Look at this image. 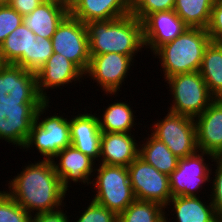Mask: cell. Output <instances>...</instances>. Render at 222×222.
Here are the masks:
<instances>
[{
  "label": "cell",
  "mask_w": 222,
  "mask_h": 222,
  "mask_svg": "<svg viewBox=\"0 0 222 222\" xmlns=\"http://www.w3.org/2000/svg\"><path fill=\"white\" fill-rule=\"evenodd\" d=\"M207 202L200 196H174L172 197L165 209L167 208L172 219L176 222H218V216L211 203L210 197ZM169 206V207H168ZM170 209V211H169ZM165 222H171L169 214L165 212Z\"/></svg>",
  "instance_id": "cell-20"
},
{
  "label": "cell",
  "mask_w": 222,
  "mask_h": 222,
  "mask_svg": "<svg viewBox=\"0 0 222 222\" xmlns=\"http://www.w3.org/2000/svg\"><path fill=\"white\" fill-rule=\"evenodd\" d=\"M42 105L0 103V140L22 149Z\"/></svg>",
  "instance_id": "cell-13"
},
{
  "label": "cell",
  "mask_w": 222,
  "mask_h": 222,
  "mask_svg": "<svg viewBox=\"0 0 222 222\" xmlns=\"http://www.w3.org/2000/svg\"><path fill=\"white\" fill-rule=\"evenodd\" d=\"M205 159L213 163L215 156L198 150L195 154L178 160L177 168L169 176L172 197L200 196L205 183H210L211 166L215 165Z\"/></svg>",
  "instance_id": "cell-9"
},
{
  "label": "cell",
  "mask_w": 222,
  "mask_h": 222,
  "mask_svg": "<svg viewBox=\"0 0 222 222\" xmlns=\"http://www.w3.org/2000/svg\"><path fill=\"white\" fill-rule=\"evenodd\" d=\"M195 124L198 150L222 157V99L215 98Z\"/></svg>",
  "instance_id": "cell-17"
},
{
  "label": "cell",
  "mask_w": 222,
  "mask_h": 222,
  "mask_svg": "<svg viewBox=\"0 0 222 222\" xmlns=\"http://www.w3.org/2000/svg\"><path fill=\"white\" fill-rule=\"evenodd\" d=\"M165 82L173 99L167 111L172 113L195 119L215 99L199 71L176 74L165 79Z\"/></svg>",
  "instance_id": "cell-6"
},
{
  "label": "cell",
  "mask_w": 222,
  "mask_h": 222,
  "mask_svg": "<svg viewBox=\"0 0 222 222\" xmlns=\"http://www.w3.org/2000/svg\"><path fill=\"white\" fill-rule=\"evenodd\" d=\"M135 199L153 201L166 207L172 198L169 176L139 156L127 167Z\"/></svg>",
  "instance_id": "cell-11"
},
{
  "label": "cell",
  "mask_w": 222,
  "mask_h": 222,
  "mask_svg": "<svg viewBox=\"0 0 222 222\" xmlns=\"http://www.w3.org/2000/svg\"><path fill=\"white\" fill-rule=\"evenodd\" d=\"M139 142V157L154 166L159 172L170 176L177 168L179 158L152 134H148V137Z\"/></svg>",
  "instance_id": "cell-25"
},
{
  "label": "cell",
  "mask_w": 222,
  "mask_h": 222,
  "mask_svg": "<svg viewBox=\"0 0 222 222\" xmlns=\"http://www.w3.org/2000/svg\"><path fill=\"white\" fill-rule=\"evenodd\" d=\"M63 208H65V206L55 211L34 215L32 216L31 222H70L71 220L69 218L72 217V215L67 216L66 214L69 213Z\"/></svg>",
  "instance_id": "cell-36"
},
{
  "label": "cell",
  "mask_w": 222,
  "mask_h": 222,
  "mask_svg": "<svg viewBox=\"0 0 222 222\" xmlns=\"http://www.w3.org/2000/svg\"><path fill=\"white\" fill-rule=\"evenodd\" d=\"M131 13V0H79L69 14L83 23L112 20Z\"/></svg>",
  "instance_id": "cell-21"
},
{
  "label": "cell",
  "mask_w": 222,
  "mask_h": 222,
  "mask_svg": "<svg viewBox=\"0 0 222 222\" xmlns=\"http://www.w3.org/2000/svg\"><path fill=\"white\" fill-rule=\"evenodd\" d=\"M84 113L80 111L77 115H71L69 118L71 145L80 150L83 154L92 158L95 162H99L100 145H101V129L99 126L96 111Z\"/></svg>",
  "instance_id": "cell-18"
},
{
  "label": "cell",
  "mask_w": 222,
  "mask_h": 222,
  "mask_svg": "<svg viewBox=\"0 0 222 222\" xmlns=\"http://www.w3.org/2000/svg\"><path fill=\"white\" fill-rule=\"evenodd\" d=\"M218 222H222V217L218 218Z\"/></svg>",
  "instance_id": "cell-41"
},
{
  "label": "cell",
  "mask_w": 222,
  "mask_h": 222,
  "mask_svg": "<svg viewBox=\"0 0 222 222\" xmlns=\"http://www.w3.org/2000/svg\"><path fill=\"white\" fill-rule=\"evenodd\" d=\"M69 14L60 3L44 1L30 14L23 16V23L36 36L51 39L57 26Z\"/></svg>",
  "instance_id": "cell-22"
},
{
  "label": "cell",
  "mask_w": 222,
  "mask_h": 222,
  "mask_svg": "<svg viewBox=\"0 0 222 222\" xmlns=\"http://www.w3.org/2000/svg\"><path fill=\"white\" fill-rule=\"evenodd\" d=\"M210 42L206 29L188 28L174 40L158 47L152 54L159 59L162 78L200 71L204 51Z\"/></svg>",
  "instance_id": "cell-3"
},
{
  "label": "cell",
  "mask_w": 222,
  "mask_h": 222,
  "mask_svg": "<svg viewBox=\"0 0 222 222\" xmlns=\"http://www.w3.org/2000/svg\"><path fill=\"white\" fill-rule=\"evenodd\" d=\"M206 30L211 41L222 42V0H215Z\"/></svg>",
  "instance_id": "cell-35"
},
{
  "label": "cell",
  "mask_w": 222,
  "mask_h": 222,
  "mask_svg": "<svg viewBox=\"0 0 222 222\" xmlns=\"http://www.w3.org/2000/svg\"><path fill=\"white\" fill-rule=\"evenodd\" d=\"M79 0H62V5L70 11Z\"/></svg>",
  "instance_id": "cell-38"
},
{
  "label": "cell",
  "mask_w": 222,
  "mask_h": 222,
  "mask_svg": "<svg viewBox=\"0 0 222 222\" xmlns=\"http://www.w3.org/2000/svg\"><path fill=\"white\" fill-rule=\"evenodd\" d=\"M23 23V16L9 5L0 6V45L7 36Z\"/></svg>",
  "instance_id": "cell-34"
},
{
  "label": "cell",
  "mask_w": 222,
  "mask_h": 222,
  "mask_svg": "<svg viewBox=\"0 0 222 222\" xmlns=\"http://www.w3.org/2000/svg\"><path fill=\"white\" fill-rule=\"evenodd\" d=\"M200 74L214 98L222 99V44L211 41L206 47Z\"/></svg>",
  "instance_id": "cell-26"
},
{
  "label": "cell",
  "mask_w": 222,
  "mask_h": 222,
  "mask_svg": "<svg viewBox=\"0 0 222 222\" xmlns=\"http://www.w3.org/2000/svg\"><path fill=\"white\" fill-rule=\"evenodd\" d=\"M45 1H54V2L60 3L62 5V0H45Z\"/></svg>",
  "instance_id": "cell-40"
},
{
  "label": "cell",
  "mask_w": 222,
  "mask_h": 222,
  "mask_svg": "<svg viewBox=\"0 0 222 222\" xmlns=\"http://www.w3.org/2000/svg\"><path fill=\"white\" fill-rule=\"evenodd\" d=\"M215 0H175L174 11L189 28L206 29Z\"/></svg>",
  "instance_id": "cell-27"
},
{
  "label": "cell",
  "mask_w": 222,
  "mask_h": 222,
  "mask_svg": "<svg viewBox=\"0 0 222 222\" xmlns=\"http://www.w3.org/2000/svg\"><path fill=\"white\" fill-rule=\"evenodd\" d=\"M167 112L164 119L150 125L151 134L179 159L195 154L198 151L195 119Z\"/></svg>",
  "instance_id": "cell-7"
},
{
  "label": "cell",
  "mask_w": 222,
  "mask_h": 222,
  "mask_svg": "<svg viewBox=\"0 0 222 222\" xmlns=\"http://www.w3.org/2000/svg\"><path fill=\"white\" fill-rule=\"evenodd\" d=\"M86 28L90 56L111 52L138 56L145 50L142 22L131 13L112 20L89 21Z\"/></svg>",
  "instance_id": "cell-2"
},
{
  "label": "cell",
  "mask_w": 222,
  "mask_h": 222,
  "mask_svg": "<svg viewBox=\"0 0 222 222\" xmlns=\"http://www.w3.org/2000/svg\"><path fill=\"white\" fill-rule=\"evenodd\" d=\"M215 170L213 171L211 168V174L213 177H210V183H212V188L210 186V189H208L210 194V200L214 207V210L218 216V218L222 217V157H215L214 159ZM214 175H213V174ZM212 181V182H211Z\"/></svg>",
  "instance_id": "cell-33"
},
{
  "label": "cell",
  "mask_w": 222,
  "mask_h": 222,
  "mask_svg": "<svg viewBox=\"0 0 222 222\" xmlns=\"http://www.w3.org/2000/svg\"><path fill=\"white\" fill-rule=\"evenodd\" d=\"M53 52L62 54L84 74L90 64L86 24L68 14L57 26L52 38Z\"/></svg>",
  "instance_id": "cell-10"
},
{
  "label": "cell",
  "mask_w": 222,
  "mask_h": 222,
  "mask_svg": "<svg viewBox=\"0 0 222 222\" xmlns=\"http://www.w3.org/2000/svg\"><path fill=\"white\" fill-rule=\"evenodd\" d=\"M84 73L62 54L53 52L45 65L36 72L37 90L39 95L47 102L50 96L48 90L54 91L72 84L82 82Z\"/></svg>",
  "instance_id": "cell-14"
},
{
  "label": "cell",
  "mask_w": 222,
  "mask_h": 222,
  "mask_svg": "<svg viewBox=\"0 0 222 222\" xmlns=\"http://www.w3.org/2000/svg\"><path fill=\"white\" fill-rule=\"evenodd\" d=\"M51 101L45 102L36 112V120L33 122L29 137L22 150L32 149L40 153L42 160L53 158L64 148L71 145L69 118L66 113L62 115L55 112L46 116L51 108ZM45 113V114H44ZM57 114V115H56ZM41 115L46 117H41ZM68 118V119H67ZM44 157V158H43Z\"/></svg>",
  "instance_id": "cell-4"
},
{
  "label": "cell",
  "mask_w": 222,
  "mask_h": 222,
  "mask_svg": "<svg viewBox=\"0 0 222 222\" xmlns=\"http://www.w3.org/2000/svg\"><path fill=\"white\" fill-rule=\"evenodd\" d=\"M127 102H122L121 99L119 102L117 99V102L114 101L104 108L101 116L97 114L101 132L131 133L135 125L141 124L135 122L138 116L134 115L136 111L131 107V103Z\"/></svg>",
  "instance_id": "cell-24"
},
{
  "label": "cell",
  "mask_w": 222,
  "mask_h": 222,
  "mask_svg": "<svg viewBox=\"0 0 222 222\" xmlns=\"http://www.w3.org/2000/svg\"><path fill=\"white\" fill-rule=\"evenodd\" d=\"M135 56L122 55L119 53H107L101 55L90 56L89 67L84 74V77L91 78L104 92L103 95L117 97L120 88L125 85V79L130 74L131 66L134 65ZM99 85V86H98Z\"/></svg>",
  "instance_id": "cell-8"
},
{
  "label": "cell",
  "mask_w": 222,
  "mask_h": 222,
  "mask_svg": "<svg viewBox=\"0 0 222 222\" xmlns=\"http://www.w3.org/2000/svg\"><path fill=\"white\" fill-rule=\"evenodd\" d=\"M22 171L7 180L6 192L31 216L66 206L67 190L57 176L52 160H38L22 166ZM64 204V205H63Z\"/></svg>",
  "instance_id": "cell-1"
},
{
  "label": "cell",
  "mask_w": 222,
  "mask_h": 222,
  "mask_svg": "<svg viewBox=\"0 0 222 222\" xmlns=\"http://www.w3.org/2000/svg\"><path fill=\"white\" fill-rule=\"evenodd\" d=\"M165 210L159 203L135 199L118 215V222H165Z\"/></svg>",
  "instance_id": "cell-28"
},
{
  "label": "cell",
  "mask_w": 222,
  "mask_h": 222,
  "mask_svg": "<svg viewBox=\"0 0 222 222\" xmlns=\"http://www.w3.org/2000/svg\"><path fill=\"white\" fill-rule=\"evenodd\" d=\"M142 27L145 49L151 53L189 28L174 10L149 14L142 21Z\"/></svg>",
  "instance_id": "cell-16"
},
{
  "label": "cell",
  "mask_w": 222,
  "mask_h": 222,
  "mask_svg": "<svg viewBox=\"0 0 222 222\" xmlns=\"http://www.w3.org/2000/svg\"><path fill=\"white\" fill-rule=\"evenodd\" d=\"M10 0H0V6H6L9 4Z\"/></svg>",
  "instance_id": "cell-39"
},
{
  "label": "cell",
  "mask_w": 222,
  "mask_h": 222,
  "mask_svg": "<svg viewBox=\"0 0 222 222\" xmlns=\"http://www.w3.org/2000/svg\"><path fill=\"white\" fill-rule=\"evenodd\" d=\"M37 90L36 73L15 64L0 66V103L44 104Z\"/></svg>",
  "instance_id": "cell-12"
},
{
  "label": "cell",
  "mask_w": 222,
  "mask_h": 222,
  "mask_svg": "<svg viewBox=\"0 0 222 222\" xmlns=\"http://www.w3.org/2000/svg\"><path fill=\"white\" fill-rule=\"evenodd\" d=\"M45 0H10L9 6L16 10L21 16L30 14Z\"/></svg>",
  "instance_id": "cell-37"
},
{
  "label": "cell",
  "mask_w": 222,
  "mask_h": 222,
  "mask_svg": "<svg viewBox=\"0 0 222 222\" xmlns=\"http://www.w3.org/2000/svg\"><path fill=\"white\" fill-rule=\"evenodd\" d=\"M87 204L89 205L85 207L80 217L77 216L75 222H118V215L103 205L94 200Z\"/></svg>",
  "instance_id": "cell-32"
},
{
  "label": "cell",
  "mask_w": 222,
  "mask_h": 222,
  "mask_svg": "<svg viewBox=\"0 0 222 222\" xmlns=\"http://www.w3.org/2000/svg\"><path fill=\"white\" fill-rule=\"evenodd\" d=\"M97 164L94 178L90 182V185L93 184L90 187L92 192L96 193L91 199L119 215L135 200L128 169L124 166Z\"/></svg>",
  "instance_id": "cell-5"
},
{
  "label": "cell",
  "mask_w": 222,
  "mask_h": 222,
  "mask_svg": "<svg viewBox=\"0 0 222 222\" xmlns=\"http://www.w3.org/2000/svg\"><path fill=\"white\" fill-rule=\"evenodd\" d=\"M52 54V40L36 36V40L31 48V56H29V71L34 73L39 71Z\"/></svg>",
  "instance_id": "cell-30"
},
{
  "label": "cell",
  "mask_w": 222,
  "mask_h": 222,
  "mask_svg": "<svg viewBox=\"0 0 222 222\" xmlns=\"http://www.w3.org/2000/svg\"><path fill=\"white\" fill-rule=\"evenodd\" d=\"M59 159V160H58ZM62 186L68 191L73 183L90 186L96 162L72 145L61 150L52 160ZM86 184V185H85Z\"/></svg>",
  "instance_id": "cell-15"
},
{
  "label": "cell",
  "mask_w": 222,
  "mask_h": 222,
  "mask_svg": "<svg viewBox=\"0 0 222 222\" xmlns=\"http://www.w3.org/2000/svg\"><path fill=\"white\" fill-rule=\"evenodd\" d=\"M175 0H131V14L141 22L154 12L173 10Z\"/></svg>",
  "instance_id": "cell-31"
},
{
  "label": "cell",
  "mask_w": 222,
  "mask_h": 222,
  "mask_svg": "<svg viewBox=\"0 0 222 222\" xmlns=\"http://www.w3.org/2000/svg\"><path fill=\"white\" fill-rule=\"evenodd\" d=\"M36 35L22 23L0 45V59L4 64H15L29 70V56Z\"/></svg>",
  "instance_id": "cell-23"
},
{
  "label": "cell",
  "mask_w": 222,
  "mask_h": 222,
  "mask_svg": "<svg viewBox=\"0 0 222 222\" xmlns=\"http://www.w3.org/2000/svg\"><path fill=\"white\" fill-rule=\"evenodd\" d=\"M139 144L134 132H102L98 163L128 167L139 156Z\"/></svg>",
  "instance_id": "cell-19"
},
{
  "label": "cell",
  "mask_w": 222,
  "mask_h": 222,
  "mask_svg": "<svg viewBox=\"0 0 222 222\" xmlns=\"http://www.w3.org/2000/svg\"><path fill=\"white\" fill-rule=\"evenodd\" d=\"M32 216L6 191L0 190V222H31Z\"/></svg>",
  "instance_id": "cell-29"
}]
</instances>
